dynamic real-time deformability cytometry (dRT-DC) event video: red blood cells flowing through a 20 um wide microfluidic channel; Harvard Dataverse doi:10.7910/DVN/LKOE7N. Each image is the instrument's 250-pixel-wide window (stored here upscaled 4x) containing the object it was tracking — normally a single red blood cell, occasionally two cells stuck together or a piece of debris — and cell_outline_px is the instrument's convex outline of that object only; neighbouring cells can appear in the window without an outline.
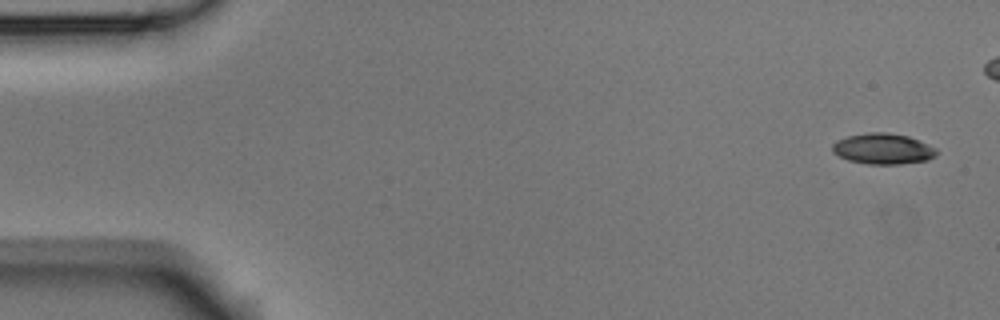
{"species": "Egyptian fruit bat (a non-hibernating species)", "species_latin": "Rousettus aegyptiacus", "temperature_condition": "room temperature", "stored_images_in_passage": 5, "camera_frame_rate_fps": 3000, "um_per_image_px": 0.085, "animal": {"sex": "male"}, "frame": {"image": 1, "passage_image": 1, "time_ms": 0.0, "image_size_px": [1000, 320], "cell_outline_px": [[936, 156], [928, 160], [900, 164], [868, 164], [848, 160], [832, 152], [832, 144], [836, 140], [848, 136], [868, 132], [884, 132], [908, 136], [928, 144], [936, 148]], "centroid_in_image_um": [75.04, 12.65], "position_along_channel_um": 10.0, "area_um2": 18.67}}